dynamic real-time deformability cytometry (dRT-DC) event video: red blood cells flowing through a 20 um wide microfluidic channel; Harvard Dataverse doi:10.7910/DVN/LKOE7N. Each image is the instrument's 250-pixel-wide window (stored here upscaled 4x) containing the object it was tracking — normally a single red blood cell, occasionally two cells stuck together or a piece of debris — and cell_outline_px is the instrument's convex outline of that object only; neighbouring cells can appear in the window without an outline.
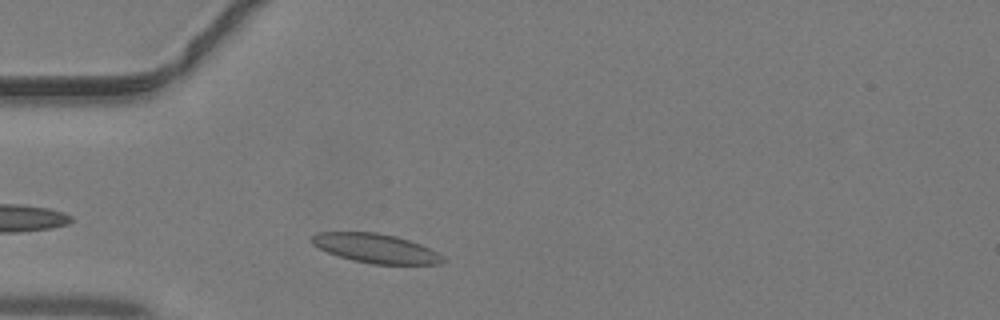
{"species": "common noctule bat (a hibernating species)", "species_latin": "Nyctalus noctula", "temperature_condition": "warm", "stored_images_in_passage": 30, "camera_frame_rate_fps": 3000, "um_per_image_px": 0.085, "animal": {"sex": "male", "body_mass_g": 19.2, "forearm_length_mm": 51.8}, "frame": {"image": 1, "passage_image": 3, "time_ms": 0.667, "image_size_px": [1000, 320], "cell_outline_px": [[444, 260], [440, 264], [372, 264], [352, 260], [328, 252], [312, 244], [312, 236], [316, 232], [376, 232], [396, 236], [420, 244], [444, 256]], "centroid_in_image_um": [31.93, 21.1], "position_along_channel_um": 53.1, "area_um2": 22.08}}
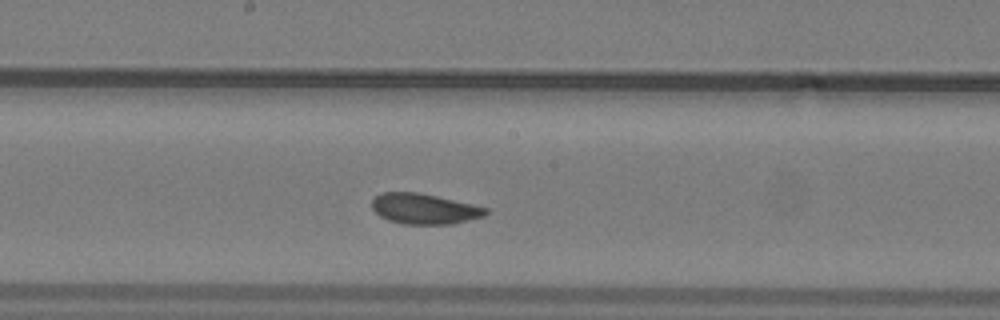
{"frame": {"image": 2, "passage_image": 14, "time_ms": 4.333, "image_size_px": [1000, 320], "cell_outline_px": [[488, 212], [484, 216], [452, 224], [404, 224], [388, 220], [380, 216], [372, 208], [372, 200], [380, 192], [416, 192], [436, 196], [472, 204], [488, 208]], "centroid_in_image_um": [36.05, 17.75], "position_along_channel_um": 212.2, "area_um2": 20.11}}
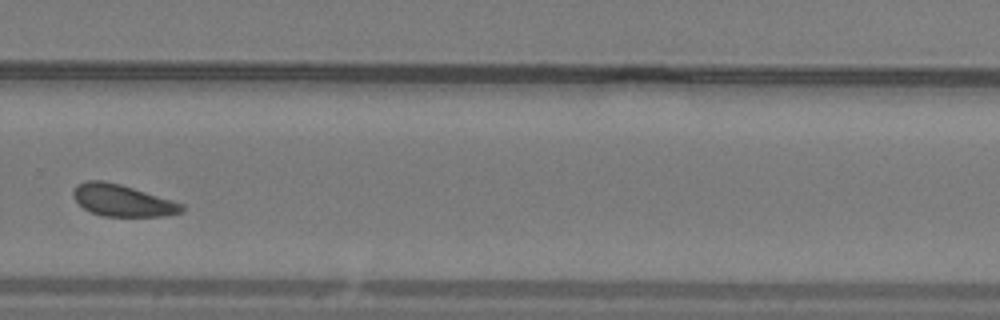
{"frame": {"image": 3, "passage_image": 21, "time_ms": 6.667, "image_size_px": [1000, 320], "cell_outline_px": [[184, 212], [164, 216], [104, 216], [92, 212], [84, 208], [72, 196], [72, 192], [76, 184], [88, 180], [104, 180], [120, 184], [172, 200], [184, 204]], "centroid_in_image_um": [10.41, 17.03], "position_along_channel_um": 319.4, "area_um2": 20.06}}